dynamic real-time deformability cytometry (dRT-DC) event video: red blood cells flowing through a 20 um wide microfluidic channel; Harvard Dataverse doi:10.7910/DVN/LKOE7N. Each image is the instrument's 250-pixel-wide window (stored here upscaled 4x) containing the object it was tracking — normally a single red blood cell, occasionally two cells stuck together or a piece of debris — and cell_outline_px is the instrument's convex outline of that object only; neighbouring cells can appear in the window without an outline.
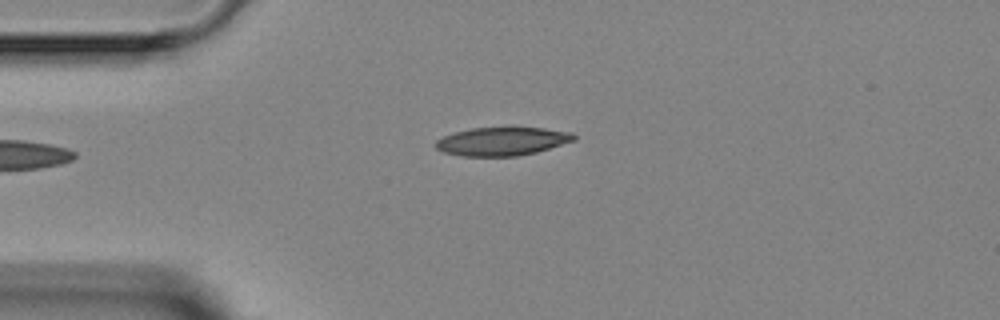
{"species": "Egyptian fruit bat (a non-hibernating species)", "species_latin": "Rousettus aegyptiacus", "temperature_condition": "room temperature", "stored_images_in_passage": 2, "camera_frame_rate_fps": 3000, "um_per_image_px": 0.085, "animal": {"sex": "female"}, "frame": {"image": 1, "passage_image": 1, "time_ms": 0.0, "image_size_px": [1000, 320], "cell_outline_px": [[576, 140], [536, 152], [516, 156], [460, 156], [444, 152], [436, 148], [436, 140], [444, 136], [456, 132], [472, 128], [544, 128], [572, 132], [576, 136]], "centroid_in_image_um": [42.7, 12.02], "position_along_channel_um": 42.3, "area_um2": 22.66}}
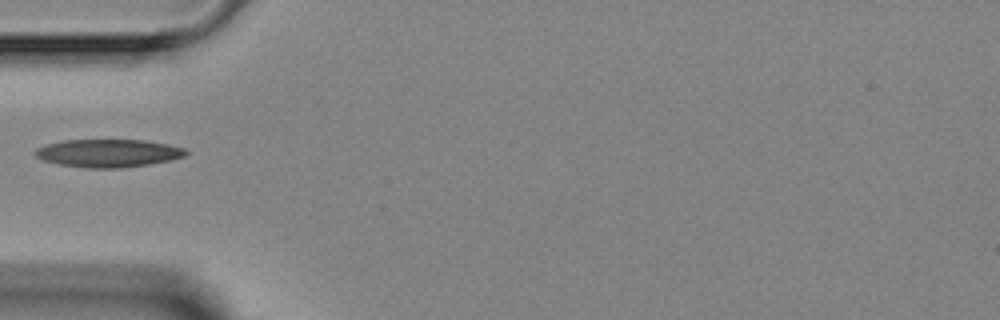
{"frame": {"image": 2, "passage_image": 2, "time_ms": 1.333, "image_size_px": [1000, 320], "cell_outline_px": [[188, 152], [184, 156], [168, 160], [148, 164], [120, 168], [84, 168], [60, 164], [44, 160], [36, 156], [32, 152], [36, 148], [44, 144], [64, 140], [144, 140], [168, 144], [184, 148]], "centroid_in_image_um": [9.15, 13.01], "position_along_channel_um": 75.8, "area_um2": 24.45}}